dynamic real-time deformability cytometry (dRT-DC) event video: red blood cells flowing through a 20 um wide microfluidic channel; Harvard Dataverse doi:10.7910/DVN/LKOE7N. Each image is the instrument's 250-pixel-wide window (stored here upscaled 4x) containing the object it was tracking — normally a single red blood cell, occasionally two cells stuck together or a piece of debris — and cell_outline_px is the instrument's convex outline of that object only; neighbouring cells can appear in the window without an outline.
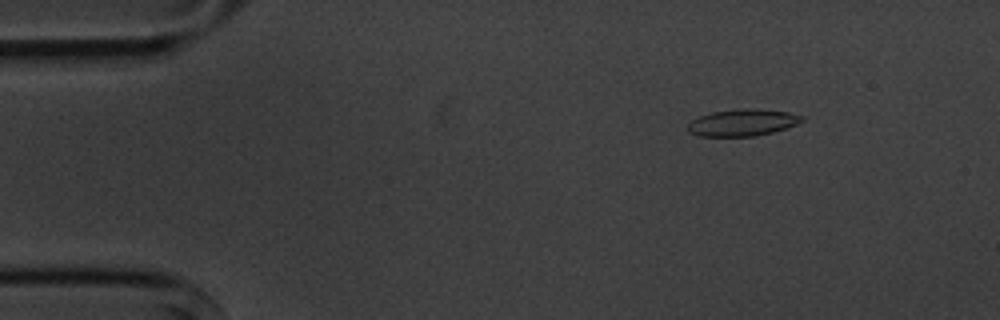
{"species": "common noctule bat (a hibernating species)", "species_latin": "Nyctalus noctula", "temperature_condition": "cold", "stored_images_in_passage": 5, "camera_frame_rate_fps": 3000, "um_per_image_px": 0.085, "animal": {"sex": "male", "body_mass_g": 20.1, "forearm_length_mm": 53.5}, "frame": {"image": 1, "passage_image": 2, "time_ms": 1.333, "image_size_px": [1000, 320], "cell_outline_px": [[804, 120], [796, 124], [772, 132], [756, 136], [700, 136], [688, 132], [688, 124], [692, 120], [700, 116], [712, 112], [748, 108], [752, 108], [788, 112], [804, 116]], "centroid_in_image_um": [63.11, 10.42], "position_along_channel_um": 21.9, "area_um2": 17.63}}